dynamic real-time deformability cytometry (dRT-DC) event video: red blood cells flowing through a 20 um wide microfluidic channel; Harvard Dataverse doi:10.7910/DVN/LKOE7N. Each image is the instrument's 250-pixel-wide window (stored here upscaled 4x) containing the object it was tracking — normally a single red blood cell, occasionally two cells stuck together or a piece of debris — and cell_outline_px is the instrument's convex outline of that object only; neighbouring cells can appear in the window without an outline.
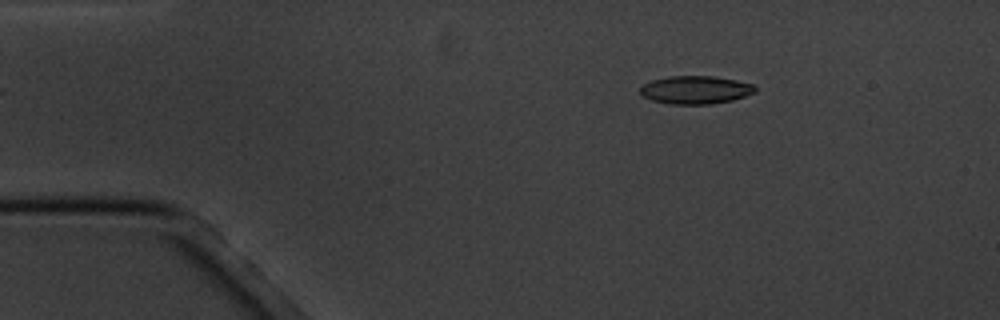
{"species": "common noctule bat (a hibernating species)", "species_latin": "Nyctalus noctula", "temperature_condition": "cold", "stored_images_in_passage": 4, "camera_frame_rate_fps": 3000, "um_per_image_px": 0.085, "animal": {"sex": "male", "body_mass_g": 20.1, "forearm_length_mm": 53.5}, "frame": {"image": 1, "passage_image": 2, "time_ms": 1.0, "image_size_px": [1000, 320], "cell_outline_px": [[756, 92], [732, 100], [712, 104], [668, 104], [652, 100], [644, 96], [640, 92], [640, 88], [644, 84], [652, 80], [668, 76], [712, 76], [736, 80], [752, 84], [756, 88]], "centroid_in_image_um": [59.11, 7.64], "position_along_channel_um": 25.9, "area_um2": 18.73}}